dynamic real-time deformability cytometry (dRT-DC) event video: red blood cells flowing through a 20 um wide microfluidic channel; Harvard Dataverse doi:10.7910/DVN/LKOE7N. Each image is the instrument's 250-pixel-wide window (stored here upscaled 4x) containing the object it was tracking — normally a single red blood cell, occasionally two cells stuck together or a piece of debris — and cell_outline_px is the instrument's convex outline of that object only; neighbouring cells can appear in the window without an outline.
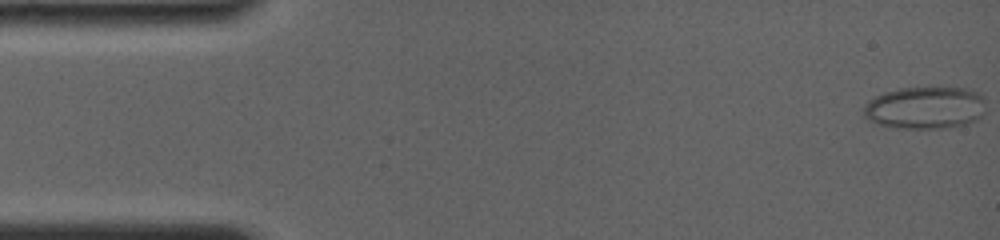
{"species": "common noctule bat (a hibernating species)", "species_latin": "Nyctalus noctula", "temperature_condition": "room temperature", "stored_images_in_passage": 66, "camera_frame_rate_fps": 4000, "um_per_image_px": 0.085, "animal": {"sex": "female", "body_mass_g": 19.0, "forearm_length_mm": 56.7}, "frame": {"image": 1, "passage_image": 1, "time_ms": 0.0, "image_size_px": [1000, 240], "cell_outline_px": [[984, 112], [976, 120], [964, 124], [944, 128], [900, 128], [876, 124], [868, 120], [864, 116], [864, 104], [868, 100], [884, 92], [900, 88], [968, 88], [980, 92], [984, 96]], "centroid_in_image_um": [78.63, 9.15], "position_along_channel_um": 6.4, "area_um2": 30.29}}
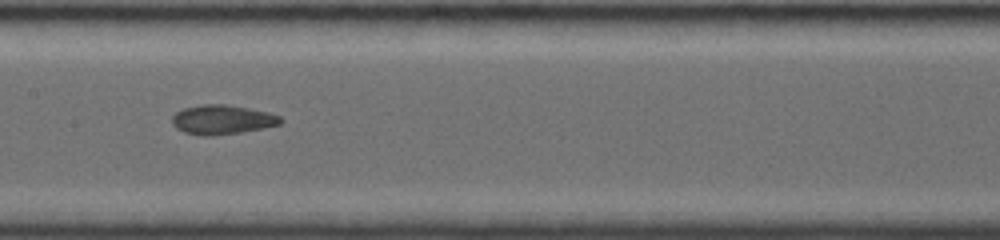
{"frame": {"image": 2, "passage_image": 33, "time_ms": 8.0, "image_size_px": [1000, 240], "cell_outline_px": [[284, 120], [280, 124], [264, 128], [240, 132], [212, 136], [204, 136], [184, 132], [176, 128], [172, 124], [172, 116], [176, 112], [184, 108], [204, 104], [224, 104], [248, 108], [268, 112], [280, 116]], "centroid_in_image_um": [18.89, 10.17], "position_along_channel_um": 188.5, "area_um2": 18.55}}
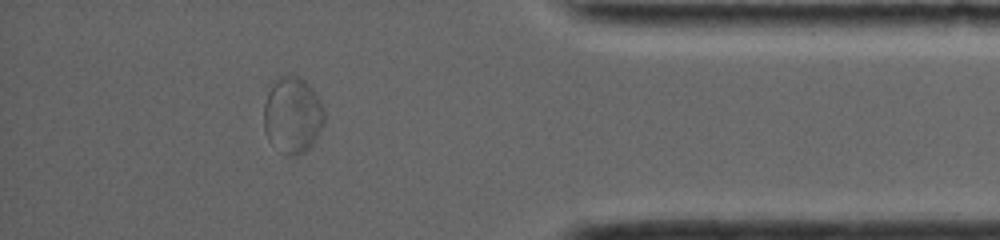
{"frame": {"image": 3, "passage_image": 58, "time_ms": 14.25, "image_size_px": [1000, 240], "cell_outline_px": [[324, 120], [320, 132], [312, 144], [304, 152], [296, 156], [288, 156], [268, 140], [264, 128], [264, 104], [268, 92], [272, 84], [280, 76], [288, 72], [292, 72], [300, 76], [312, 88], [320, 100], [324, 108]], "centroid_in_image_um": [24.87, 9.74], "position_along_channel_um": 410.3, "area_um2": 27.17}}